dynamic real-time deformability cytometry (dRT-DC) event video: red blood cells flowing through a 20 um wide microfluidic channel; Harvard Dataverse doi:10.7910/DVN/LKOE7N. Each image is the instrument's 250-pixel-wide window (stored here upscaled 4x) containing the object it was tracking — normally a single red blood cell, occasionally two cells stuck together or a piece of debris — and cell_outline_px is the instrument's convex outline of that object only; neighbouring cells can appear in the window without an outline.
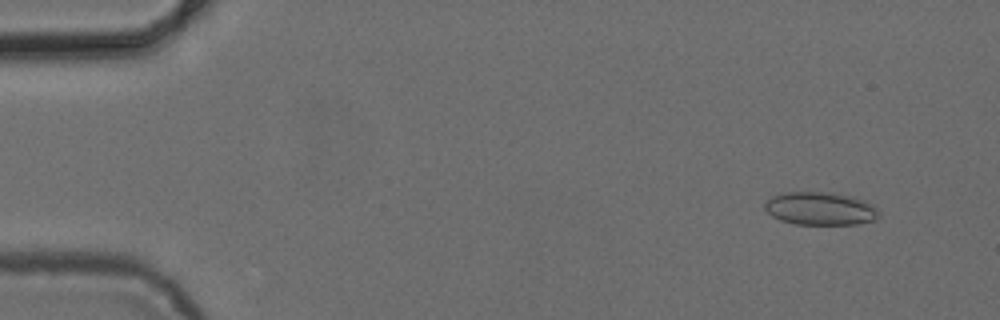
{"species": "common noctule bat (a hibernating species)", "species_latin": "Nyctalus noctula", "temperature_condition": "cold", "stored_images_in_passage": 51, "camera_frame_rate_fps": 3000, "um_per_image_px": 0.085, "animal": {"sex": "female", "body_mass_g": 24.6, "forearm_length_mm": 56.2}, "frame": {"image": 1, "passage_image": 5, "time_ms": 1.333, "image_size_px": [1000, 320], "cell_outline_px": [[880, 216], [872, 220], [856, 224], [796, 224], [780, 220], [772, 216], [764, 208], [764, 204], [772, 196], [780, 192], [832, 192], [852, 196], [864, 200], [872, 204], [880, 212]], "centroid_in_image_um": [69.72, 17.72], "position_along_channel_um": 15.3, "area_um2": 22.08}}
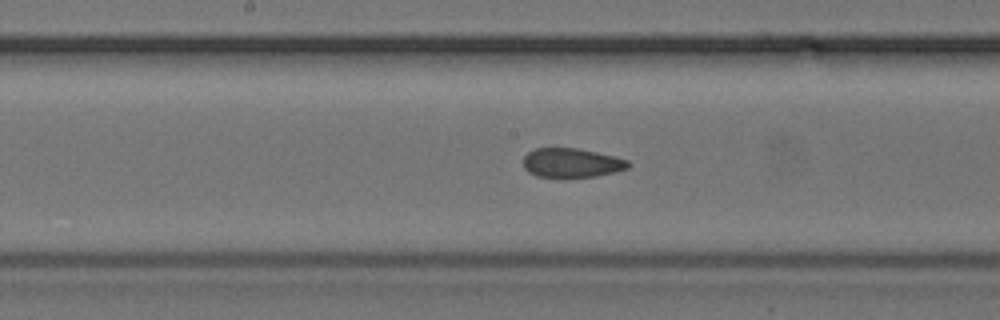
{"frame": {"image": 2, "passage_image": 28, "time_ms": 9.0, "image_size_px": [1000, 320], "cell_outline_px": [[632, 164], [628, 168], [616, 172], [596, 176], [536, 176], [528, 172], [524, 168], [524, 156], [528, 152], [536, 148], [576, 148], [596, 152], [628, 160]], "centroid_in_image_um": [48.6, 13.83], "position_along_channel_um": 199.6, "area_um2": 17.63}}
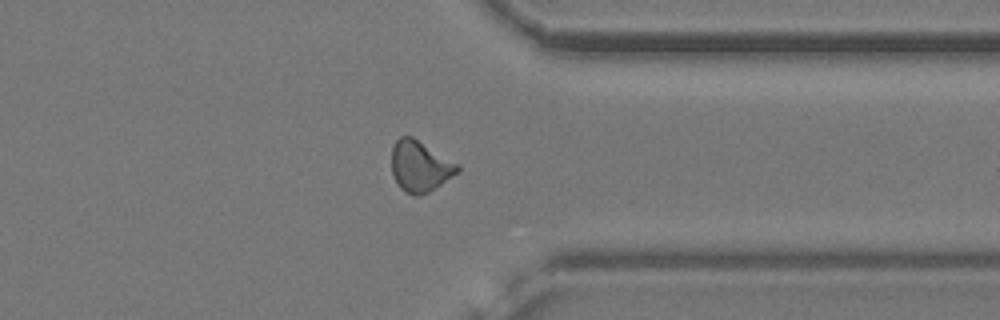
{"frame": {"image": 3, "passage_image": 42, "time_ms": 13.667, "image_size_px": [1000, 320], "cell_outline_px": [[460, 172], [428, 192], [420, 196], [412, 196], [404, 192], [400, 188], [392, 172], [392, 148], [396, 140], [400, 136], [412, 136], [460, 164]], "centroid_in_image_um": [35.72, 14.14], "position_along_channel_um": 375.7, "area_um2": 19.77}}